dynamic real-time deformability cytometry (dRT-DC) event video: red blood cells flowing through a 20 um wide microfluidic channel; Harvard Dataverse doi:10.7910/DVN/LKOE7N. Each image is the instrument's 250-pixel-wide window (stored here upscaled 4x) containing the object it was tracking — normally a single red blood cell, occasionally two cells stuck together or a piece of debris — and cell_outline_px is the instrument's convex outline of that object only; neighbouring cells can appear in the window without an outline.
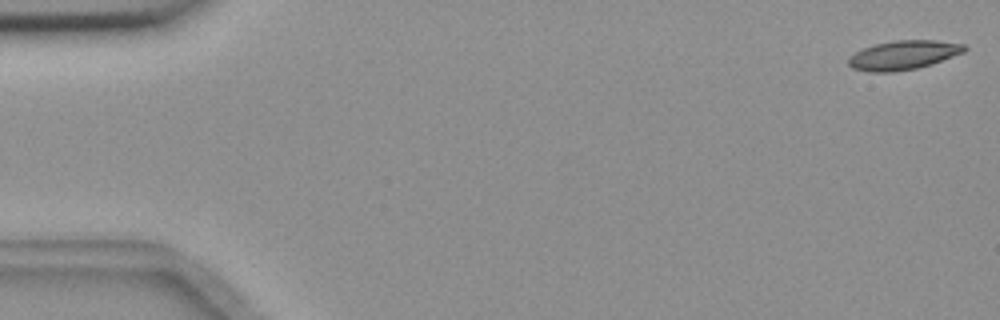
{"species": "common noctule bat (a hibernating species)", "species_latin": "Nyctalus noctula", "temperature_condition": "room temperature", "stored_images_in_passage": 55, "camera_frame_rate_fps": 3000, "um_per_image_px": 0.085, "animal": {"sex": "female", "body_mass_g": 18.4}, "frame": {"image": 1, "passage_image": 1, "time_ms": 0.0, "image_size_px": [1000, 320], "cell_outline_px": [[968, 48], [964, 52], [932, 64], [916, 68], [892, 72], [868, 72], [852, 68], [848, 64], [848, 56], [864, 48], [876, 44], [892, 40], [936, 40], [964, 44]], "centroid_in_image_um": [76.78, 4.68], "position_along_channel_um": 8.2, "area_um2": 19.71}}
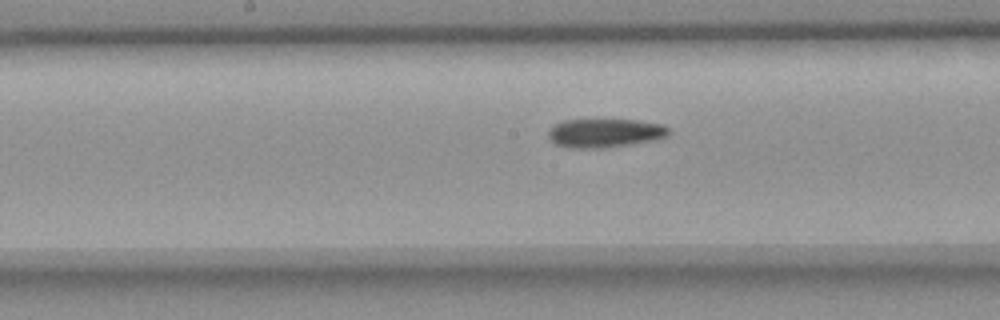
{"frame": {"image": 2, "passage_image": 28, "time_ms": 9.0, "image_size_px": [1000, 320], "cell_outline_px": [[672, 132], [668, 136], [660, 140], [604, 148], [568, 148], [556, 144], [548, 136], [548, 132], [556, 124], [564, 120], [636, 120], [664, 124]], "centroid_in_image_um": [51.51, 11.32], "position_along_channel_um": 196.7, "area_um2": 20.4}}
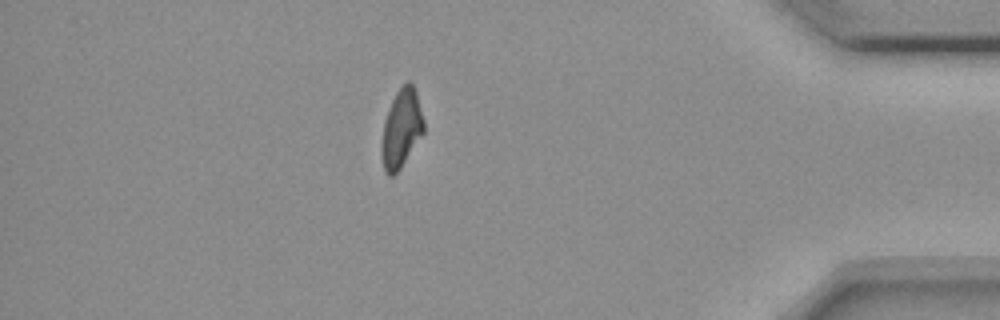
{"frame": {"image": 3, "passage_image": 48, "time_ms": 15.667, "image_size_px": [1000, 320], "cell_outline_px": [[424, 132], [400, 168], [392, 176], [388, 176], [384, 172], [380, 152], [380, 144], [384, 120], [392, 100], [396, 92], [408, 80], [412, 84], [416, 92], [424, 120]], "centroid_in_image_um": [34.09, 10.95], "position_along_channel_um": 401.1, "area_um2": 19.31}}